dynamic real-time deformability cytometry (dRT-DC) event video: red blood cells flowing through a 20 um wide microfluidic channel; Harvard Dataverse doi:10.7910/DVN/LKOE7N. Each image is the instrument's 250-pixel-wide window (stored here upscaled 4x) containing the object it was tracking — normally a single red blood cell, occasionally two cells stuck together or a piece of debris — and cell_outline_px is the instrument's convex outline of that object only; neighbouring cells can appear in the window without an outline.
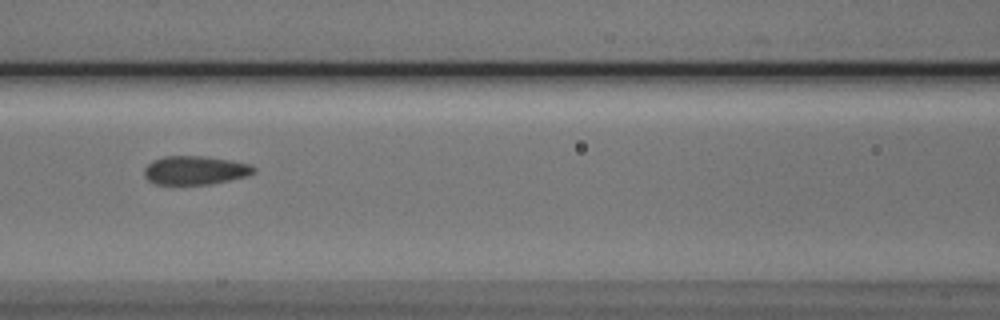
{"species": "Egyptian fruit bat (a non-hibernating species)", "species_latin": "Rousettus aegyptiacus", "temperature_condition": "cold", "stored_images_in_passage": 5, "camera_frame_rate_fps": 3000, "um_per_image_px": 0.085, "animal": {"sex": "male"}, "frame": {"image": 1, "passage_image": 3, "time_ms": 2.333, "image_size_px": [1000, 320], "cell_outline_px": [[256, 172], [248, 176], [208, 184], [156, 184], [148, 180], [144, 176], [144, 168], [152, 160], [164, 156], [200, 156], [232, 160], [248, 164], [256, 168]], "centroid_in_image_um": [16.57, 14.47], "position_along_channel_um": 150.0, "area_um2": 18.26}}
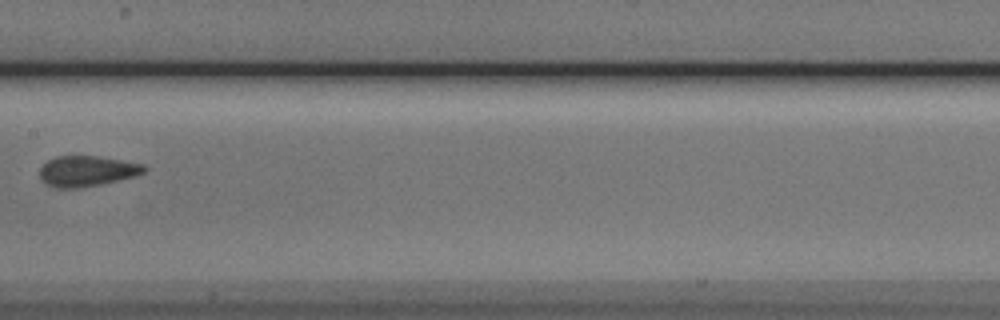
{"frame": {"image": 2, "passage_image": 4, "time_ms": 3.667, "image_size_px": [1000, 320], "cell_outline_px": [[148, 168], [144, 172], [132, 176], [100, 184], [76, 188], [52, 188], [40, 180], [40, 168], [48, 160], [56, 156], [96, 156], [144, 164]], "centroid_in_image_um": [7.33, 14.54], "position_along_channel_um": 200.1, "area_um2": 18.44}}
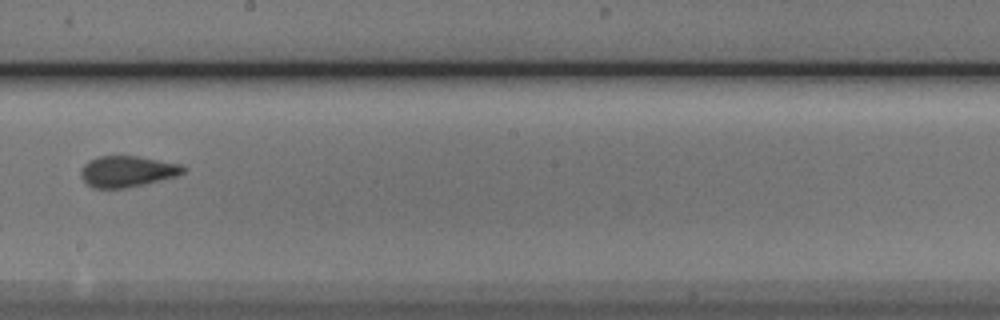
{"frame": {"image": 3, "passage_image": 5, "time_ms": 4.667, "image_size_px": [1000, 320], "cell_outline_px": [[188, 168], [184, 172], [176, 176], [144, 184], [124, 188], [92, 188], [80, 176], [80, 172], [84, 164], [88, 160], [100, 156], [136, 156], [180, 164]], "centroid_in_image_um": [10.8, 14.57], "position_along_channel_um": 237.4, "area_um2": 18.44}}